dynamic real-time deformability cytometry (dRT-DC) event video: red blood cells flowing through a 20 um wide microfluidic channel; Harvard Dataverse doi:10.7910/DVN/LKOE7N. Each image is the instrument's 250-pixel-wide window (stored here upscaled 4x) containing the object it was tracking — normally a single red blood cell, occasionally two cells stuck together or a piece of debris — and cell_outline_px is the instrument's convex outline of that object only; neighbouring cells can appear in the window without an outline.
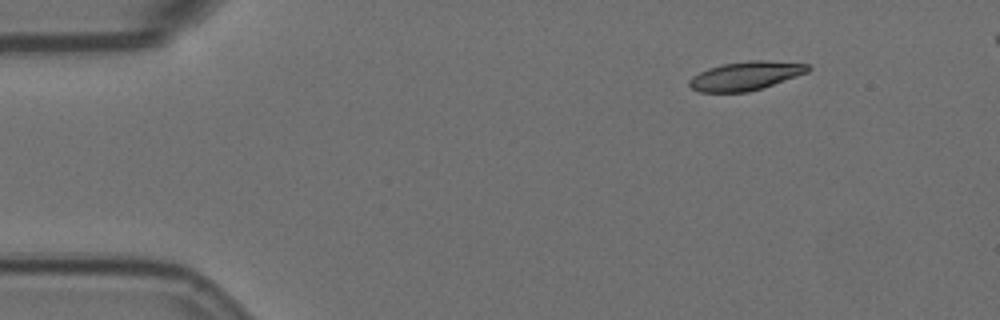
{"species": "Egyptian fruit bat (a non-hibernating species)", "species_latin": "Rousettus aegyptiacus", "temperature_condition": "room temperature", "stored_images_in_passage": 51, "camera_frame_rate_fps": 3000, "um_per_image_px": 0.085, "animal": {"sex": "female"}, "frame": {"image": 1, "passage_image": 1, "time_ms": 0.0, "image_size_px": [1000, 320], "cell_outline_px": [[812, 68], [808, 72], [748, 92], [700, 92], [692, 88], [688, 84], [688, 80], [692, 76], [708, 68], [724, 64], [748, 60], [768, 60], [808, 64]], "centroid_in_image_um": [63.36, 6.44], "position_along_channel_um": 21.6, "area_um2": 19.71}}
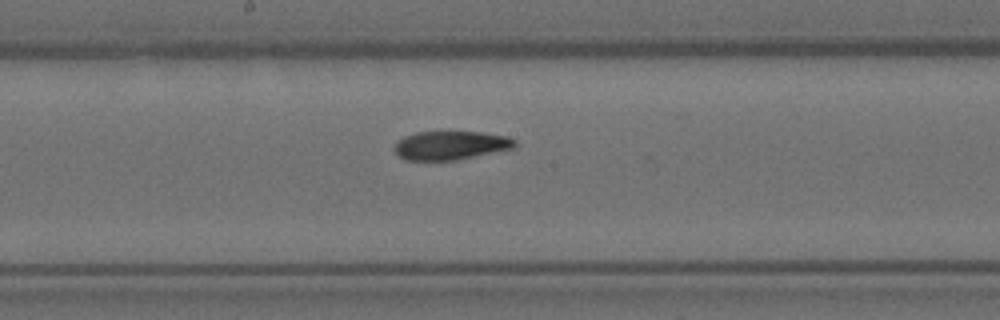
{"frame": {"image": 2, "passage_image": 24, "time_ms": 7.667, "image_size_px": [1000, 320], "cell_outline_px": [[516, 144], [512, 148], [456, 160], [404, 160], [392, 148], [404, 136], [416, 132], [484, 132], [508, 136], [516, 140]], "centroid_in_image_um": [38.3, 12.35], "position_along_channel_um": 209.9, "area_um2": 20.0}}
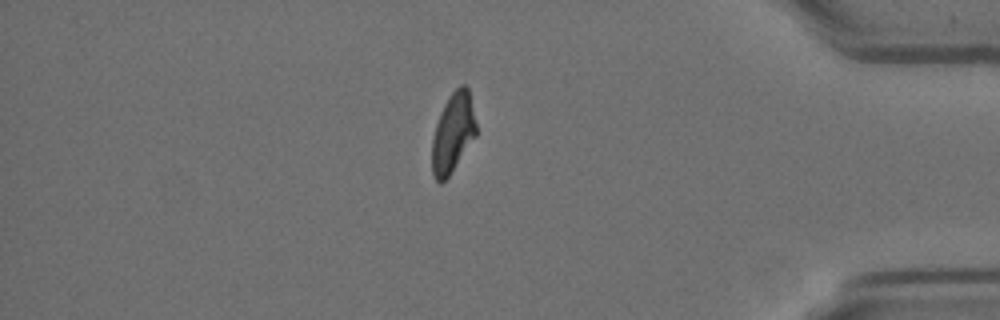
{"frame": {"image": 3, "passage_image": 43, "time_ms": 14.0, "image_size_px": [1000, 320], "cell_outline_px": [[476, 136], [448, 176], [440, 184], [436, 180], [432, 172], [432, 140], [436, 124], [440, 112], [448, 96], [460, 84], [464, 84], [468, 88], [476, 124]], "centroid_in_image_um": [38.49, 11.27], "position_along_channel_um": 396.7, "area_um2": 20.23}, "authors_computed_cell_mechanics": {"area_um2": 21.097, "velocity_mm_per_s": 3.499, "shape_relaxation_time_tau1_ms": 6.9007, "shape_relaxation_time_tau2_ms": 3.4784, "deformation_change_tau1": 0.2108, "deformation_change_tau2": 0.1027}}